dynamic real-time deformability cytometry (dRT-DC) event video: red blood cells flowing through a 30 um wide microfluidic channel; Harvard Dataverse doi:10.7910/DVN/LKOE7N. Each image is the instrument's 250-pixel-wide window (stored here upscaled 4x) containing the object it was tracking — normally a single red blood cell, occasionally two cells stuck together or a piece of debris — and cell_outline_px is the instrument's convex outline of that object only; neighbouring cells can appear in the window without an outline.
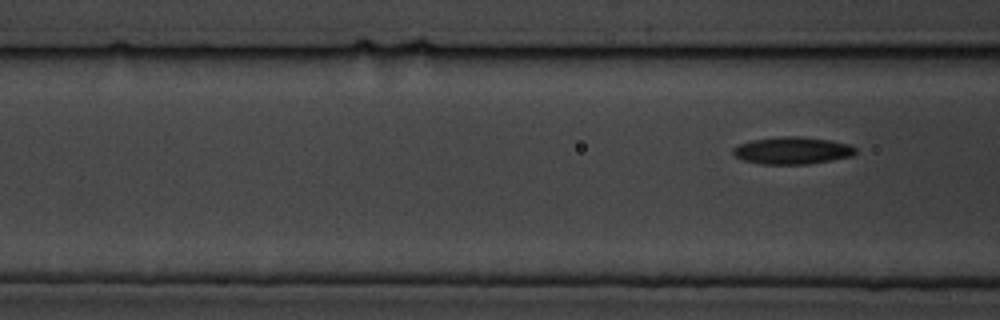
{"species": "common noctule bat (a hibernating species)", "species_latin": "Nyctalus noctula", "temperature_condition": "cold", "stored_images_in_passage": 6, "segment_of_instrument_passage": [2, 2], "camera_frame_rate_fps": 3000, "um_per_image_px": 0.085, "animal": {"sex": "male", "body_mass_g": 19.5, "forearm_length_mm": 54.6}, "frame": {"image": 1, "passage_image": 6, "time_ms": 6.667, "image_size_px": [1000, 320], "cell_outline_px": [[856, 152], [852, 156], [832, 160], [808, 164], [760, 164], [744, 160], [736, 156], [732, 152], [732, 148], [740, 144], [752, 140], [784, 136], [800, 136], [832, 140], [848, 144], [856, 148]], "centroid_in_image_um": [67.36, 12.79], "position_along_channel_um": 99.2, "area_um2": 19.42}}